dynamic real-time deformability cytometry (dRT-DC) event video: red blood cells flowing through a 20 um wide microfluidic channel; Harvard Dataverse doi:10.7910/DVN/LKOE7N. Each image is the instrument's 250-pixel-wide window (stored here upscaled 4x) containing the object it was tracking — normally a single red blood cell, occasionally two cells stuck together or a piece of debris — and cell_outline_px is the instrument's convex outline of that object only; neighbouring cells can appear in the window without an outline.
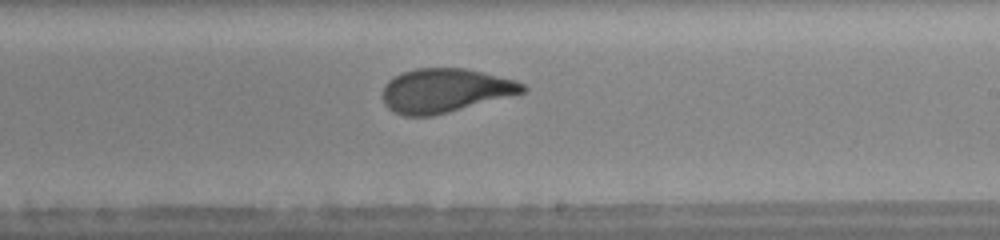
{"species": "human", "species_latin": "Homo sapiens", "temperature_condition": "warm", "stored_images_in_passage": 30, "camera_frame_rate_fps": 3000, "um_per_image_px": 0.085, "donor": {"sex": "female"}, "frame": {"image": 1, "passage_image": 18, "time_ms": 5.667, "image_size_px": [1000, 240], "cell_outline_px": [[528, 88], [524, 92], [448, 112], [432, 116], [404, 116], [388, 108], [384, 104], [384, 84], [388, 80], [404, 72], [416, 68], [464, 68], [516, 80], [524, 84]], "centroid_in_image_um": [37.82, 7.69], "position_along_channel_um": 251.2, "area_um2": 35.43}}